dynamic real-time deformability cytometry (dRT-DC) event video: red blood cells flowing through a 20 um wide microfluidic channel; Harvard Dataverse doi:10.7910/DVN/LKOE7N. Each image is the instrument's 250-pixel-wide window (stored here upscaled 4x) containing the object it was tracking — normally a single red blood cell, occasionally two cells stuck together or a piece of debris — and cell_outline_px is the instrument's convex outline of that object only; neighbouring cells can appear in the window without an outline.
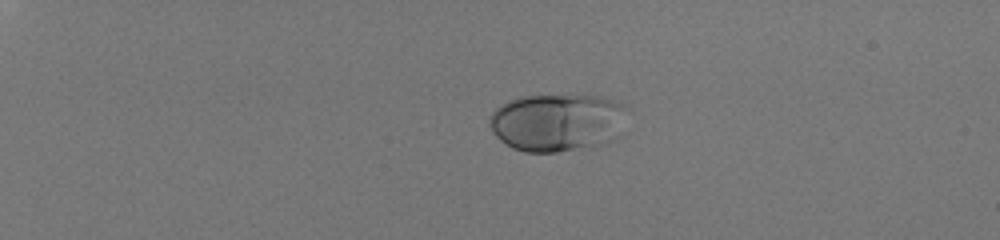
{"species": "human", "species_latin": "Homo sapiens", "temperature_condition": "room temperature", "stored_images_in_passage": 42, "camera_frame_rate_fps": 3000, "um_per_image_px": 0.085, "donor": {"sex": "male"}, "frame": {"image": 1, "passage_image": 1, "time_ms": 0.0, "image_size_px": [1000, 240], "cell_outline_px": [[628, 108], [620, 136], [608, 144], [592, 148], [556, 152], [524, 152], [512, 148], [500, 140], [492, 132], [488, 124], [488, 120], [492, 112], [496, 108], [512, 100], [524, 96], [604, 96], [628, 104]], "centroid_in_image_um": [47.46, 10.43], "position_along_channel_um": 37.5, "area_um2": 47.4}}
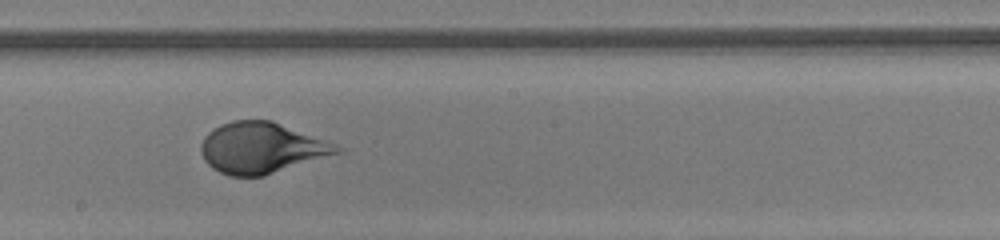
{"frame": {"image": 2, "passage_image": 23, "time_ms": 7.333, "image_size_px": [1000, 240], "cell_outline_px": [[344, 152], [264, 176], [228, 176], [212, 168], [204, 160], [200, 152], [200, 144], [204, 136], [208, 132], [220, 124], [232, 120], [272, 120], [336, 144], [344, 148]], "centroid_in_image_um": [22.23, 12.57], "position_along_channel_um": 226.0, "area_um2": 40.69}}
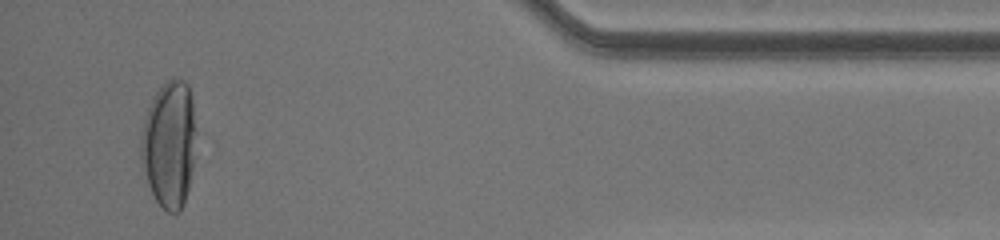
{"frame": {"image": 3, "passage_image": 40, "time_ms": 13.0, "image_size_px": [1000, 240], "cell_outline_px": [[196, 132], [192, 164], [188, 188], [184, 204], [180, 212], [168, 212], [156, 200], [148, 184], [140, 164], [140, 136], [144, 120], [148, 108], [156, 92], [168, 80], [184, 80], [188, 84], [192, 100]], "centroid_in_image_um": [14.36, 12.27], "position_along_channel_um": 420.8, "area_um2": 40.58}, "authors_computed_cell_mechanics": {"area_um2": 41.327, "velocity_mm_per_s": 4.0582, "shape_relaxation_time_tau1_ms": 2.6697, "shape_relaxation_time_tau2_ms": null, "deformation_change_tau1": 0.1903, "deformation_change_tau2": null}}